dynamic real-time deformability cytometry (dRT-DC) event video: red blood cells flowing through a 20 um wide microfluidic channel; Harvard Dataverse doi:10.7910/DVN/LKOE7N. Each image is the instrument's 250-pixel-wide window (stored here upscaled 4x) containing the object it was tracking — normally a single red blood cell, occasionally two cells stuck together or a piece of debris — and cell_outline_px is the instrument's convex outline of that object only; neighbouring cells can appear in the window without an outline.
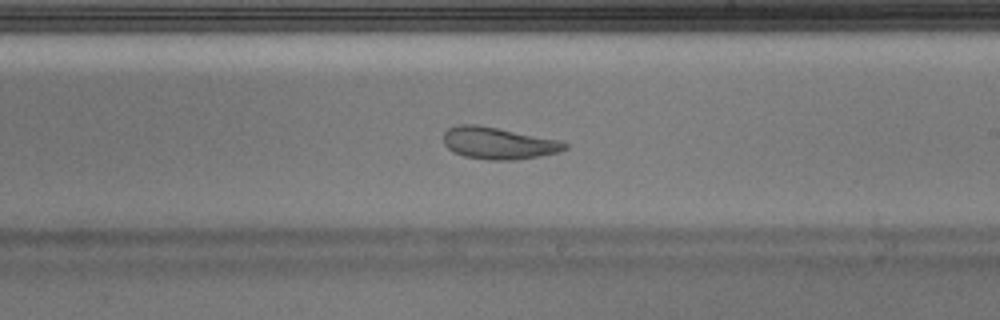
{"species": "Egyptian fruit bat (a non-hibernating species)", "species_latin": "Rousettus aegyptiacus", "temperature_condition": "warm", "stored_images_in_passage": 50, "camera_frame_rate_fps": 3000, "um_per_image_px": 0.085, "animal": {"sex": "male"}, "frame": {"image": 1, "passage_image": 30, "time_ms": 9.667, "image_size_px": [1000, 320], "cell_outline_px": [[568, 148], [556, 152], [540, 156], [516, 160], [488, 160], [464, 156], [452, 152], [444, 144], [444, 132], [448, 128], [460, 124], [476, 124], [560, 140], [568, 144]], "centroid_in_image_um": [42.34, 12.17], "position_along_channel_um": 246.7, "area_um2": 22.54}}
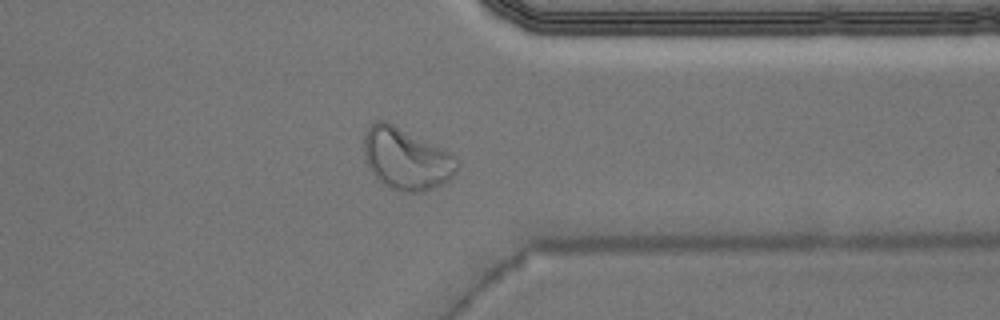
{"frame": {"image": 2, "passage_image": 40, "time_ms": 13.0, "image_size_px": [1000, 320], "cell_outline_px": [[460, 164], [456, 172], [448, 180], [432, 188], [420, 192], [400, 192], [388, 188], [368, 168], [364, 156], [364, 136], [368, 128], [376, 120], [384, 120], [456, 156]], "centroid_in_image_um": [34.51, 13.53], "position_along_channel_um": 376.9, "area_um2": 33.06}, "authors_computed_cell_mechanics": {"area_um2": 24.276, "velocity_mm_per_s": 3.9989, "shape_relaxation_time_tau1_ms": 5.3116, "shape_relaxation_time_tau2_ms": 1.4416, "deformation_change_tau1": 0.2175, "deformation_change_tau2": 0.0963}}